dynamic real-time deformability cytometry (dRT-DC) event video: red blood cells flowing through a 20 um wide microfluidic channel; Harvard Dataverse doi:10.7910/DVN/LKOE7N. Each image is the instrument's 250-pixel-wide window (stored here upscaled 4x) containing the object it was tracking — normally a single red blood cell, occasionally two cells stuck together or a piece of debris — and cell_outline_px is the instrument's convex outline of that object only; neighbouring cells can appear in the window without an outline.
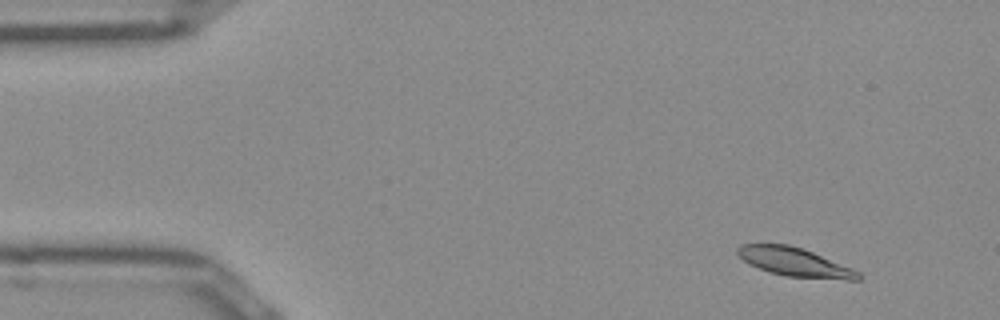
{"species": "Egyptian fruit bat (a non-hibernating species)", "species_latin": "Rousettus aegyptiacus", "temperature_condition": "room temperature", "stored_images_in_passage": 47, "camera_frame_rate_fps": 3000, "um_per_image_px": 0.085, "frame": {"image": 1, "passage_image": 1, "time_ms": 0.0, "image_size_px": [1000, 320], "cell_outline_px": [[860, 280], [848, 280], [784, 276], [748, 264], [736, 252], [736, 248], [740, 244], [788, 244], [804, 248], [852, 268], [860, 272]], "centroid_in_image_um": [67.56, 22.27], "position_along_channel_um": 17.4, "area_um2": 20.17}}
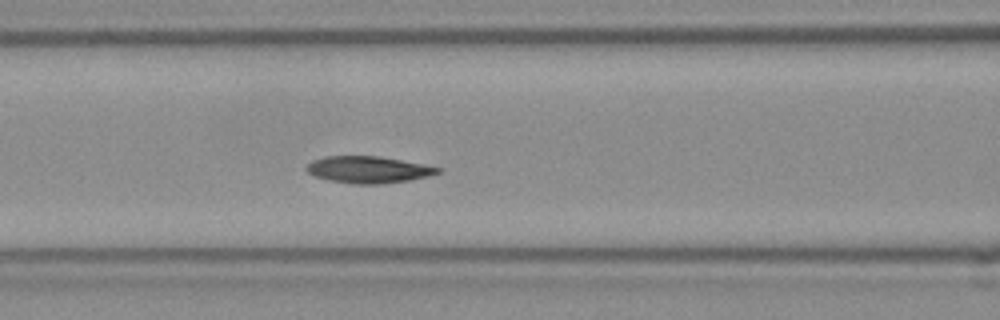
{"frame": {"image": 2, "passage_image": 17, "time_ms": 5.333, "image_size_px": [1000, 320], "cell_outline_px": [[440, 172], [428, 176], [408, 180], [380, 184], [356, 184], [328, 180], [316, 176], [308, 172], [304, 168], [312, 160], [324, 156], [376, 156], [400, 160], [440, 168]], "centroid_in_image_um": [31.24, 14.42], "position_along_channel_um": 135.4, "area_um2": 20.17}}
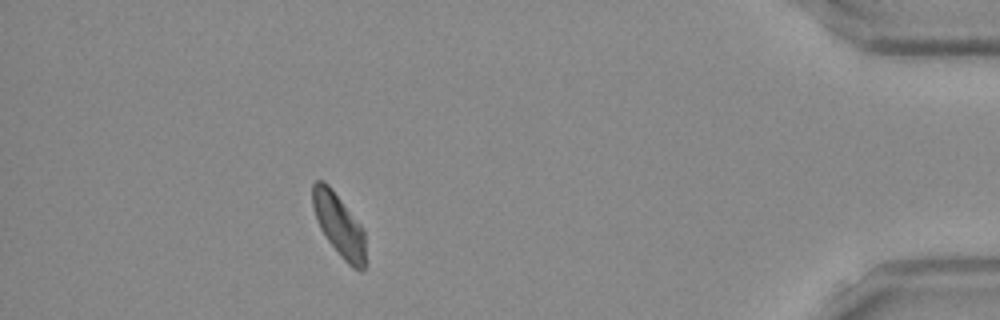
{"frame": {"image": 3, "passage_image": 42, "time_ms": 13.667, "image_size_px": [1000, 320], "cell_outline_px": [[368, 264], [364, 272], [360, 272], [352, 268], [340, 256], [328, 240], [320, 228], [312, 204], [312, 184], [316, 180], [324, 180], [328, 184], [364, 228]], "centroid_in_image_um": [28.89, 19.21], "position_along_channel_um": 406.3, "area_um2": 19.83}, "authors_computed_cell_mechanics": {"area_um2": 20.23, "velocity_mm_per_s": 3.9196, "shape_relaxation_time_tau1_ms": 3.2122, "shape_relaxation_time_tau2_ms": 4.1312, "deformation_change_tau1": 0.1251, "deformation_change_tau2": 0.0966}}